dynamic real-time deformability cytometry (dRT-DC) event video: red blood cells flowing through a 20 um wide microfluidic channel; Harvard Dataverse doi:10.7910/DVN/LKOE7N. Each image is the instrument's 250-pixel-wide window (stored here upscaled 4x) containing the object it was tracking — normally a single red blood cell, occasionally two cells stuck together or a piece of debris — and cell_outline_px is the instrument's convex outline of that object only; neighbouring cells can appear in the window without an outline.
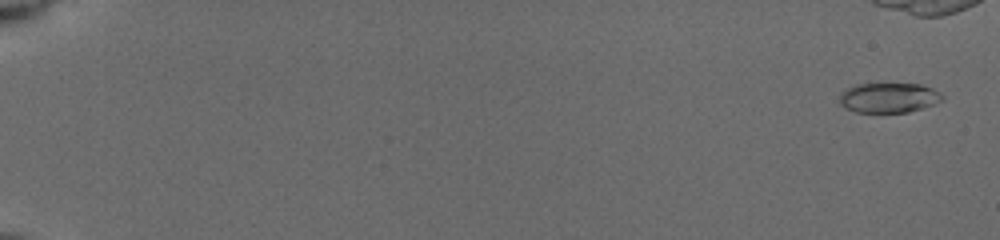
{"species": "common noctule bat (a hibernating species)", "species_latin": "Nyctalus noctula", "temperature_condition": "cold", "stored_images_in_passage": 26, "camera_frame_rate_fps": 3000, "um_per_image_px": 0.085, "animal": {"sex": "female", "body_mass_g": 19.5, "forearm_length_mm": 54.1}, "frame": {"image": 1, "passage_image": 1, "time_ms": 0.0, "image_size_px": [1000, 240], "cell_outline_px": [[944, 100], [908, 112], [856, 112], [840, 104], [840, 92], [856, 84], [920, 84], [932, 88], [940, 92], [944, 96]], "centroid_in_image_um": [75.55, 8.3], "position_along_channel_um": 9.4, "area_um2": 17.74}}
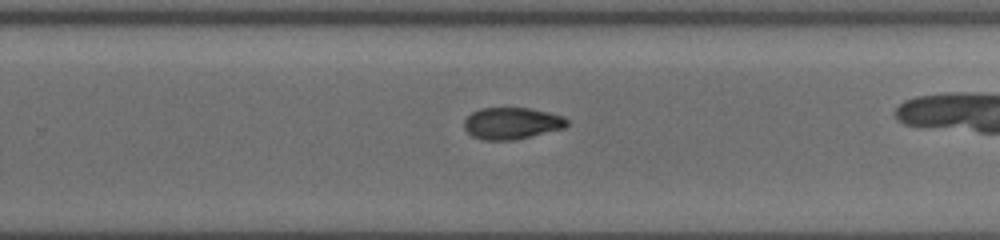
{"frame": {"image": 2, "passage_image": 19, "time_ms": 12.0, "image_size_px": [1000, 240], "cell_outline_px": [[568, 124], [564, 128], [516, 140], [484, 140], [472, 136], [464, 128], [464, 120], [472, 112], [480, 108], [528, 108], [548, 112], [564, 116], [568, 120]], "centroid_in_image_um": [43.5, 10.48], "position_along_channel_um": 286.3, "area_um2": 19.07}}